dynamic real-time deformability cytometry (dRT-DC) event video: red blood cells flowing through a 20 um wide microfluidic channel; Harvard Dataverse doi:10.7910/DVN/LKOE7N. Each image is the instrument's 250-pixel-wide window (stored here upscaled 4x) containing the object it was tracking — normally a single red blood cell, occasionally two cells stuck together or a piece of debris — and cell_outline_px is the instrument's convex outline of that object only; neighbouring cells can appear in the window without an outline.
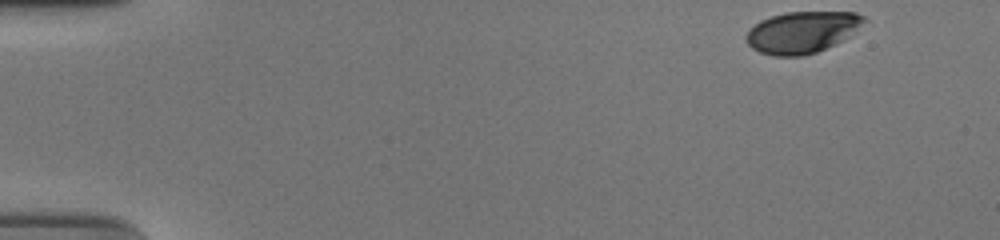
{"species": "human", "species_latin": "Homo sapiens", "temperature_condition": "cold", "stored_images_in_passage": 45, "camera_frame_rate_fps": 3000, "um_per_image_px": 0.085, "donor": {"sex": "male"}, "frame": {"image": 1, "passage_image": 1, "time_ms": 0.0, "image_size_px": [1000, 240], "cell_outline_px": [[868, 20], [848, 36], [816, 52], [804, 56], [772, 56], [760, 52], [752, 48], [748, 44], [744, 36], [760, 20], [772, 16], [788, 12], [856, 12], [864, 16]], "centroid_in_image_um": [68.16, 2.73], "position_along_channel_um": 16.8, "area_um2": 28.26}}
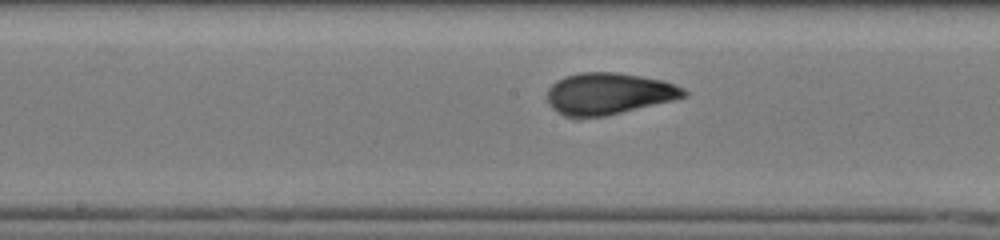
{"frame": {"image": 2, "passage_image": 26, "time_ms": 8.333, "image_size_px": [1000, 240], "cell_outline_px": [[688, 96], [672, 100], [604, 116], [564, 116], [556, 112], [548, 104], [548, 88], [556, 80], [564, 76], [580, 72], [616, 72], [664, 80], [676, 84], [684, 88], [688, 92]], "centroid_in_image_um": [51.73, 7.94], "position_along_channel_um": 196.5, "area_um2": 33.06}}
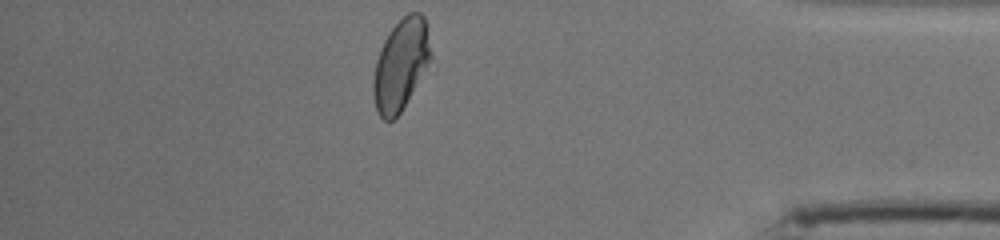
{"frame": {"image": 3, "passage_image": 45, "time_ms": 14.667, "image_size_px": [1000, 240], "cell_outline_px": [[432, 56], [400, 112], [392, 120], [384, 120], [380, 116], [376, 108], [372, 96], [372, 84], [376, 60], [380, 48], [388, 32], [408, 12], [420, 12], [424, 16], [432, 52]], "centroid_in_image_um": [34.04, 5.47], "position_along_channel_um": 401.2, "area_um2": 30.11}, "authors_computed_cell_mechanics": {"area_um2": 31.9634, "velocity_mm_per_s": 3.73, "shape_relaxation_time_tau1_ms": 4.0319, "shape_relaxation_time_tau2_ms": 0.9273, "deformation_change_tau1": 0.1537, "deformation_change_tau2": 0.0455}}